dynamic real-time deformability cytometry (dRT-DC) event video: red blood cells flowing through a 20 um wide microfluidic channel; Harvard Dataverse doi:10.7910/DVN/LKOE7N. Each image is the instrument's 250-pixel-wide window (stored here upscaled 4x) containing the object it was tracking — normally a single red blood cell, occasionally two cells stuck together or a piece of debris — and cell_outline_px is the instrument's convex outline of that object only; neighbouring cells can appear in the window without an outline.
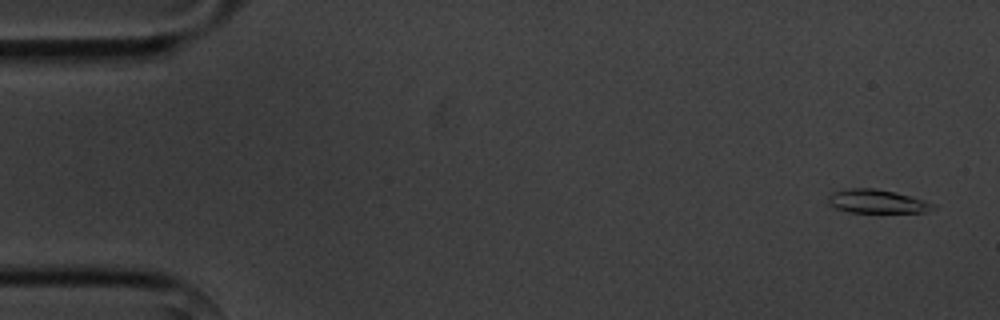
{"species": "common noctule bat (a hibernating species)", "species_latin": "Nyctalus noctula", "temperature_condition": "cold", "stored_images_in_passage": 4, "camera_frame_rate_fps": 3000, "um_per_image_px": 0.085, "animal": {"sex": "male", "body_mass_g": 20.1, "forearm_length_mm": 53.5}, "frame": {"image": 1, "passage_image": 1, "time_ms": 0.0, "image_size_px": [1000, 320], "cell_outline_px": [[936, 208], [928, 212], [848, 212], [836, 208], [828, 204], [828, 196], [832, 192], [848, 188], [876, 188], [896, 192], [924, 200], [936, 204]], "centroid_in_image_um": [74.55, 17.11], "position_along_channel_um": 10.4, "area_um2": 14.57}}